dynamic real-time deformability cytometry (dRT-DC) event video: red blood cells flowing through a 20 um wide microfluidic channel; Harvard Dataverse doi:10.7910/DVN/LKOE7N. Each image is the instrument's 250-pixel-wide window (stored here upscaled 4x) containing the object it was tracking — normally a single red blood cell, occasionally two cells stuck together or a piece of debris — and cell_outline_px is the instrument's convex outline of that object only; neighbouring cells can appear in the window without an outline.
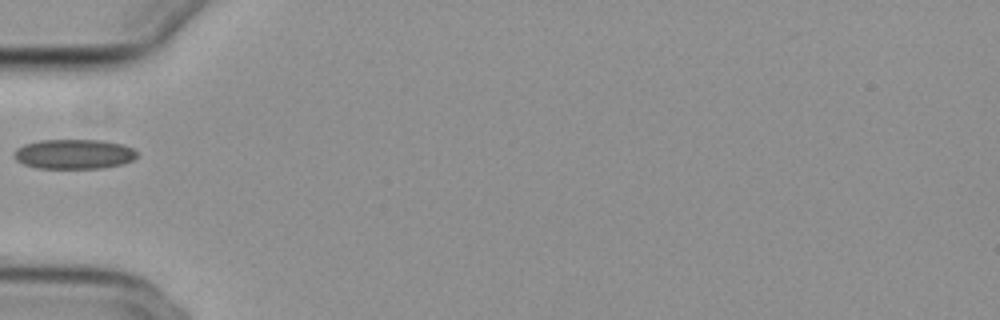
{"species": "common noctule bat (a hibernating species)", "species_latin": "Nyctalus noctula", "temperature_condition": "cold", "stored_images_in_passage": 11, "camera_frame_rate_fps": 3000, "um_per_image_px": 0.085, "animal": {"sex": "female", "body_mass_g": 29.2, "forearm_length_mm": 56.3}, "frame": {"image": 1, "passage_image": 1, "time_ms": 0.0, "image_size_px": [1000, 320], "cell_outline_px": [[136, 156], [132, 160], [124, 164], [100, 168], [36, 168], [24, 164], [16, 160], [12, 156], [16, 148], [24, 144], [40, 140], [104, 140], [124, 144], [132, 148], [136, 152]], "centroid_in_image_um": [6.27, 13.09], "position_along_channel_um": 78.7, "area_um2": 21.44}}
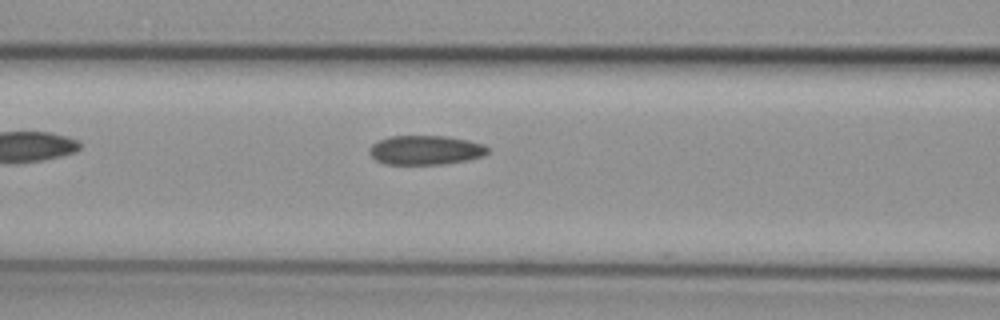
{"frame": {"image": 2, "passage_image": 5, "time_ms": 1.333, "image_size_px": [1000, 320], "cell_outline_px": [[488, 152], [484, 156], [468, 160], [444, 164], [384, 164], [376, 160], [368, 152], [368, 148], [372, 144], [388, 136], [444, 136], [468, 140], [484, 144], [488, 148]], "centroid_in_image_um": [36.16, 12.76], "position_along_channel_um": 130.4, "area_um2": 20.29}}